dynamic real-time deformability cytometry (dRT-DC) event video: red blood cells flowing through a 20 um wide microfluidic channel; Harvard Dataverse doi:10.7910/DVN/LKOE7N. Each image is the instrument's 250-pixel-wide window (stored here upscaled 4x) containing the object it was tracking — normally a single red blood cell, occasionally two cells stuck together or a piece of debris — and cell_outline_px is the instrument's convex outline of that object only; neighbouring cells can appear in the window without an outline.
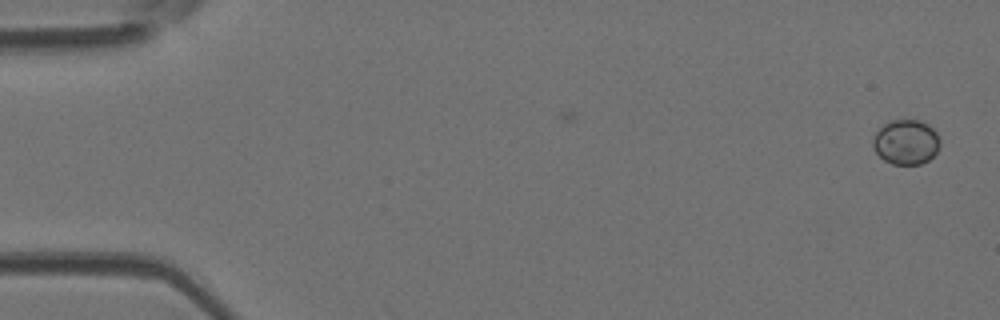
{"species": "Egyptian fruit bat (a non-hibernating species)", "species_latin": "Rousettus aegyptiacus", "temperature_condition": "room temperature", "stored_images_in_passage": 6, "camera_frame_rate_fps": 3000, "um_per_image_px": 0.085, "animal": {"sex": "female"}, "frame": {"image": 1, "passage_image": 1, "time_ms": 0.0, "image_size_px": [1000, 320], "cell_outline_px": [[940, 144], [936, 152], [928, 160], [920, 164], [892, 164], [884, 160], [876, 152], [872, 144], [872, 140], [876, 132], [888, 120], [916, 120], [928, 124], [936, 132], [940, 140]], "centroid_in_image_um": [77.0, 12.07], "position_along_channel_um": 8.0, "area_um2": 17.46}}